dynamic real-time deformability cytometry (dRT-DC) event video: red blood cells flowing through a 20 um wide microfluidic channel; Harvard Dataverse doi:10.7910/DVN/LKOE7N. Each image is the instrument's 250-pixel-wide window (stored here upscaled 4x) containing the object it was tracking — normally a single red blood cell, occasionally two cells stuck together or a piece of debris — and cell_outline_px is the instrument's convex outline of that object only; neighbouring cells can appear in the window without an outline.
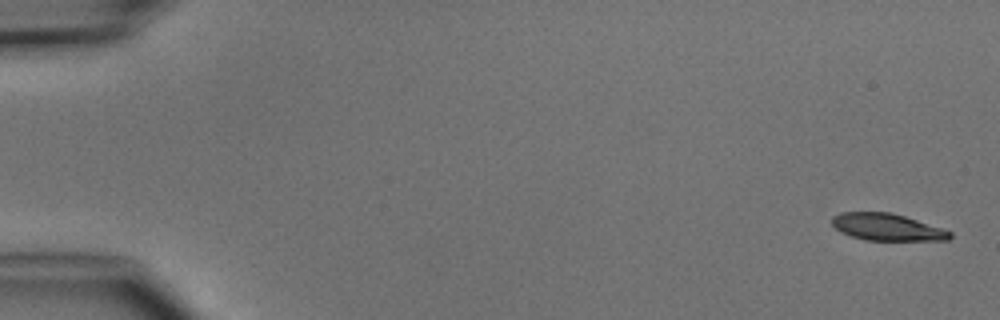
{"species": "common noctule bat (a hibernating species)", "species_latin": "Nyctalus noctula", "temperature_condition": "cold", "stored_images_in_passage": 4, "camera_frame_rate_fps": 3000, "um_per_image_px": 0.085, "animal": {"sex": "male", "body_mass_g": 15.6}, "frame": {"image": 1, "passage_image": 1, "time_ms": 0.0, "image_size_px": [1000, 320], "cell_outline_px": [[952, 236], [948, 240], [864, 240], [840, 232], [832, 224], [832, 216], [840, 212], [892, 212], [952, 232]], "centroid_in_image_um": [75.36, 19.3], "position_along_channel_um": 9.6, "area_um2": 18.38}}